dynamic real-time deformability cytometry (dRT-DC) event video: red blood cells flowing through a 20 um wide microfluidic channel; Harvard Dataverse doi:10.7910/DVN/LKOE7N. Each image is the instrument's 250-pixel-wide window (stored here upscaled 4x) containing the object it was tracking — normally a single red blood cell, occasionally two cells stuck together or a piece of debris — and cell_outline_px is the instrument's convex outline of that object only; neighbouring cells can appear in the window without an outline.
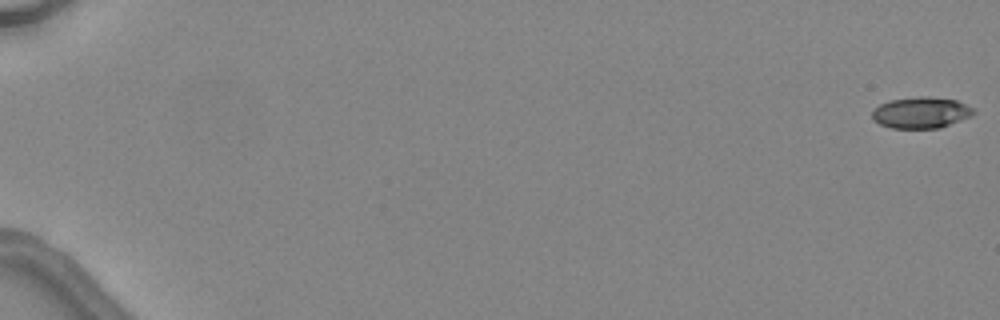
{"species": "common noctule bat (a hibernating species)", "species_latin": "Nyctalus noctula", "temperature_condition": "warm", "stored_images_in_passage": 5, "camera_frame_rate_fps": 3000, "um_per_image_px": 0.085, "animal": {"sex": "female", "body_mass_g": 24.6, "forearm_length_mm": 56.2}, "frame": {"image": 1, "passage_image": 1, "time_ms": 0.0, "image_size_px": [1000, 320], "cell_outline_px": [[976, 112], [972, 116], [940, 128], [892, 128], [880, 124], [872, 120], [872, 112], [880, 104], [888, 100], [920, 96], [928, 96], [956, 100], [972, 108]], "centroid_in_image_um": [78.28, 9.57], "position_along_channel_um": 6.7, "area_um2": 18.5}}
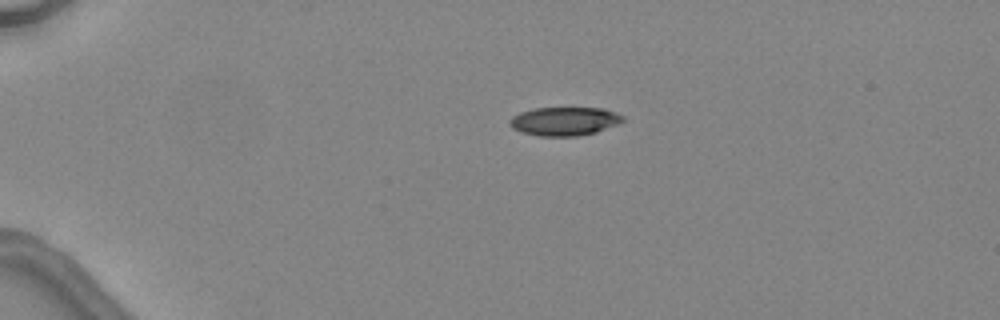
{"frame": {"image": 2, "passage_image": 4, "time_ms": 4.0, "image_size_px": [1000, 320], "cell_outline_px": [[624, 120], [620, 124], [596, 132], [576, 136], [540, 136], [520, 132], [512, 128], [508, 124], [508, 120], [512, 116], [520, 112], [536, 108], [604, 108], [616, 112], [624, 116]], "centroid_in_image_um": [47.98, 10.3], "position_along_channel_um": 37.0, "area_um2": 19.07}}